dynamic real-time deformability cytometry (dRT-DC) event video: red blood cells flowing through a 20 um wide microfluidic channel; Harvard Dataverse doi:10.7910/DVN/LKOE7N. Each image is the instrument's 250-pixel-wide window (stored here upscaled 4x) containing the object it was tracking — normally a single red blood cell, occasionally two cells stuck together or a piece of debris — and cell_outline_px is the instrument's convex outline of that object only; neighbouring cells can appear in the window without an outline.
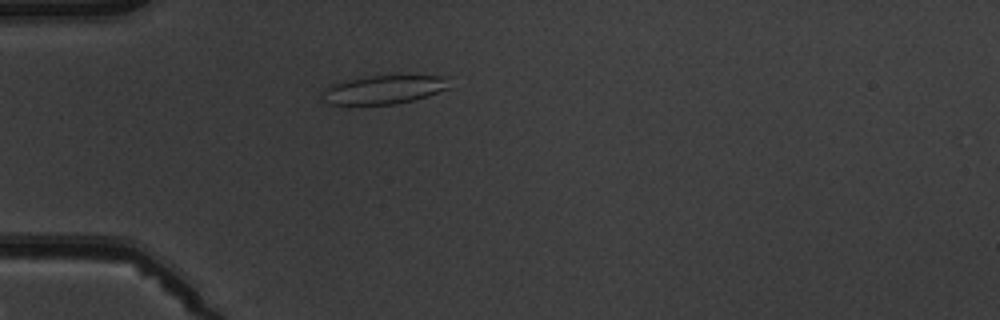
{"species": "common noctule bat (a hibernating species)", "species_latin": "Nyctalus noctula", "temperature_condition": "warm", "stored_images_in_passage": 5, "camera_frame_rate_fps": 3000, "um_per_image_px": 0.085, "animal": {"sex": "male", "body_mass_g": 19.5, "forearm_length_mm": 54.6}, "frame": {"image": 1, "passage_image": 4, "time_ms": 3.667, "image_size_px": [1000, 320], "cell_outline_px": [[452, 88], [428, 96], [412, 100], [392, 104], [328, 104], [320, 96], [320, 92], [324, 88], [332, 84], [348, 80], [368, 76], [452, 76]], "centroid_in_image_um": [32.69, 7.61], "position_along_channel_um": 52.3, "area_um2": 21.44}}